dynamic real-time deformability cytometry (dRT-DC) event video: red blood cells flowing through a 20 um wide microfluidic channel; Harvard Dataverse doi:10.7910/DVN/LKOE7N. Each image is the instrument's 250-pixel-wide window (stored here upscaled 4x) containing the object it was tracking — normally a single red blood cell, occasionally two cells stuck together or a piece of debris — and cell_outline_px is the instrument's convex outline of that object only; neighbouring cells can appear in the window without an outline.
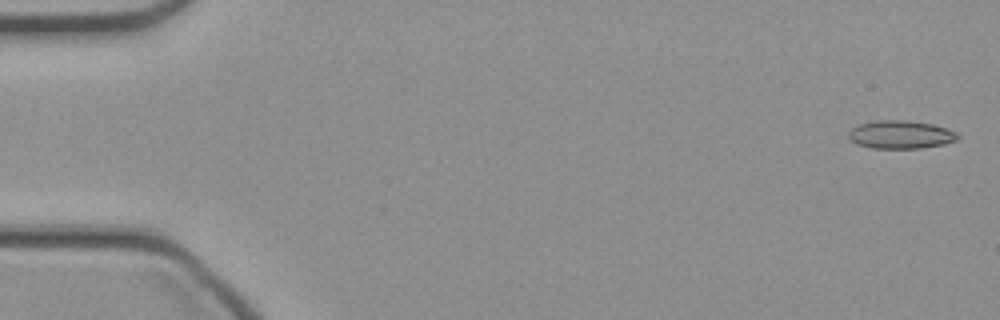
{"species": "common noctule bat (a hibernating species)", "species_latin": "Nyctalus noctula", "temperature_condition": "cold", "stored_images_in_passage": 46, "camera_frame_rate_fps": 3000, "um_per_image_px": 0.085, "animal": {"sex": "female", "body_mass_g": 21.9}, "frame": {"image": 1, "passage_image": 1, "time_ms": 0.0, "image_size_px": [1000, 320], "cell_outline_px": [[960, 136], [956, 140], [944, 144], [920, 148], [872, 148], [856, 144], [848, 140], [848, 132], [852, 128], [860, 124], [876, 120], [908, 120], [932, 124], [956, 132]], "centroid_in_image_um": [76.51, 11.44], "position_along_channel_um": 8.5, "area_um2": 17.92}}
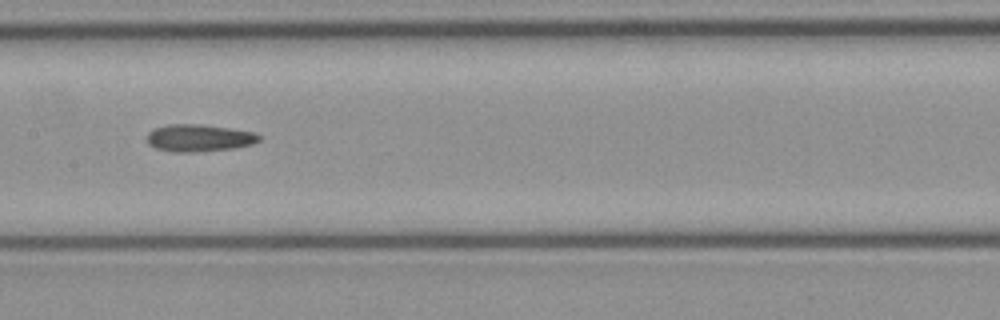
{"frame": {"image": 2, "passage_image": 23, "time_ms": 7.333, "image_size_px": [1000, 320], "cell_outline_px": [[260, 140], [252, 144], [236, 148], [196, 152], [172, 152], [156, 148], [148, 144], [148, 132], [156, 128], [168, 124], [200, 124], [256, 132], [260, 136]], "centroid_in_image_um": [16.93, 11.73], "position_along_channel_um": 190.5, "area_um2": 17.8}}
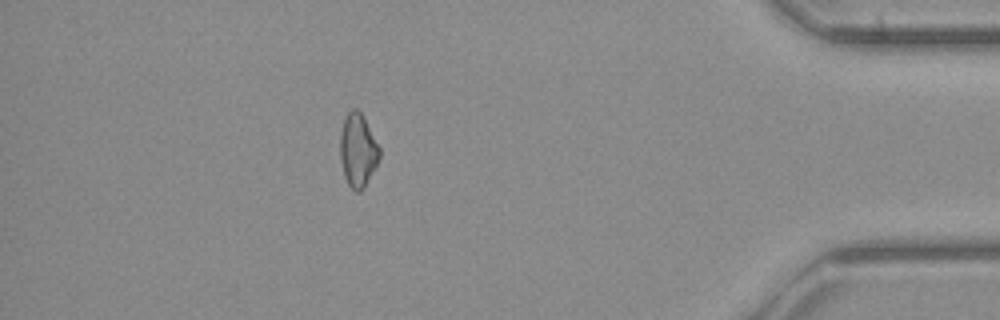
{"frame": {"image": 3, "passage_image": 41, "time_ms": 13.333, "image_size_px": [1000, 320], "cell_outline_px": [[380, 156], [376, 168], [364, 188], [360, 192], [356, 192], [348, 184], [344, 176], [340, 160], [340, 132], [344, 116], [352, 108], [356, 108], [364, 116], [380, 148]], "centroid_in_image_um": [30.42, 12.77], "position_along_channel_um": 404.8, "area_um2": 17.17}}